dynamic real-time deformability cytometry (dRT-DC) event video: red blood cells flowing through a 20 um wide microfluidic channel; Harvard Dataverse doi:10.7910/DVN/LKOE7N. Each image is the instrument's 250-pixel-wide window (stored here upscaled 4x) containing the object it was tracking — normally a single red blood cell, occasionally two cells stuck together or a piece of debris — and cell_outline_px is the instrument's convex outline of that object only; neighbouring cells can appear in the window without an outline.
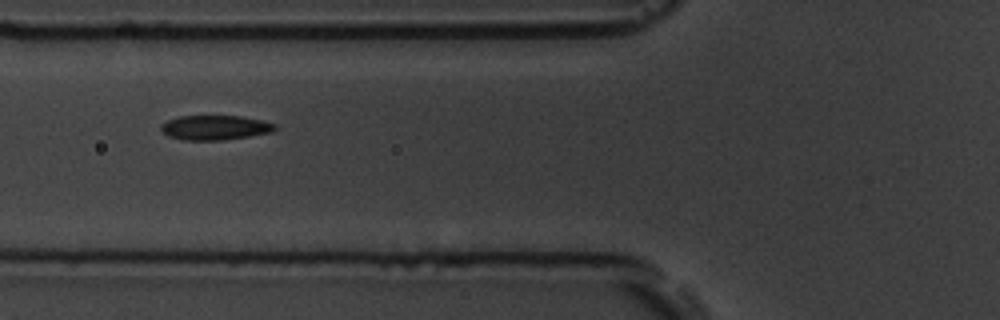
{"species": "common noctule bat (a hibernating species)", "species_latin": "Nyctalus noctula", "temperature_condition": "room temperature", "stored_images_in_passage": 14, "camera_frame_rate_fps": 3000, "um_per_image_px": 0.085, "animal": {"sex": "male", "body_mass_g": 19.5, "forearm_length_mm": 54.6}, "frame": {"image": 1, "passage_image": 5, "time_ms": 1.333, "image_size_px": [1000, 320], "cell_outline_px": [[276, 128], [272, 132], [248, 136], [220, 140], [184, 140], [168, 136], [160, 128], [160, 124], [168, 120], [180, 116], [240, 116], [264, 120], [276, 124]], "centroid_in_image_um": [18.28, 10.84], "position_along_channel_um": 107.5, "area_um2": 16.3}}
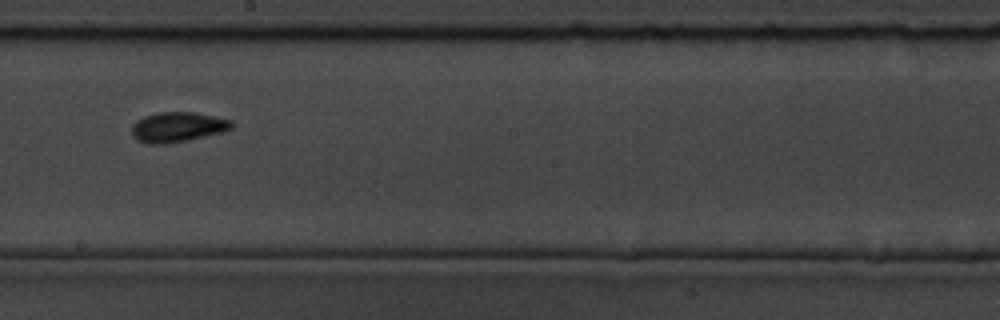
{"frame": {"image": 2, "passage_image": 8, "time_ms": 2.333, "image_size_px": [1000, 320], "cell_outline_px": [[236, 124], [232, 128], [224, 132], [188, 140], [164, 144], [148, 144], [136, 140], [132, 136], [132, 124], [136, 120], [144, 116], [156, 112], [192, 112], [232, 120]], "centroid_in_image_um": [15.09, 10.8], "position_along_channel_um": 233.1, "area_um2": 17.69}}
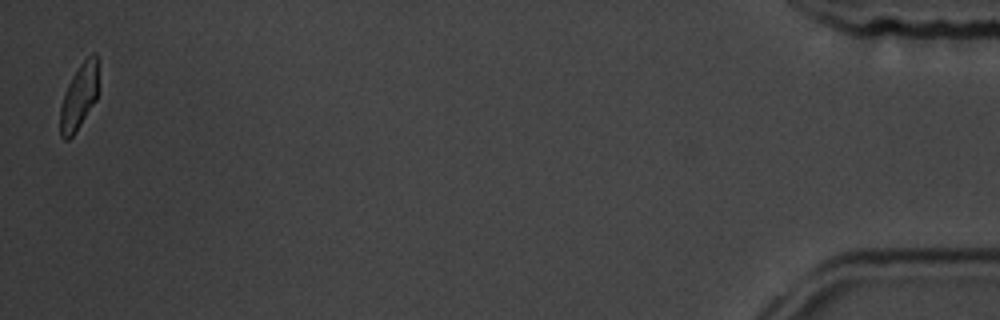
{"frame": {"image": 3, "passage_image": 14, "time_ms": 4.333, "image_size_px": [1000, 320], "cell_outline_px": [[96, 100], [72, 136], [68, 140], [64, 140], [60, 136], [60, 108], [64, 92], [72, 76], [80, 64], [92, 52], [96, 52]], "centroid_in_image_um": [6.67, 8.24], "position_along_channel_um": 428.5, "area_um2": 14.16}}